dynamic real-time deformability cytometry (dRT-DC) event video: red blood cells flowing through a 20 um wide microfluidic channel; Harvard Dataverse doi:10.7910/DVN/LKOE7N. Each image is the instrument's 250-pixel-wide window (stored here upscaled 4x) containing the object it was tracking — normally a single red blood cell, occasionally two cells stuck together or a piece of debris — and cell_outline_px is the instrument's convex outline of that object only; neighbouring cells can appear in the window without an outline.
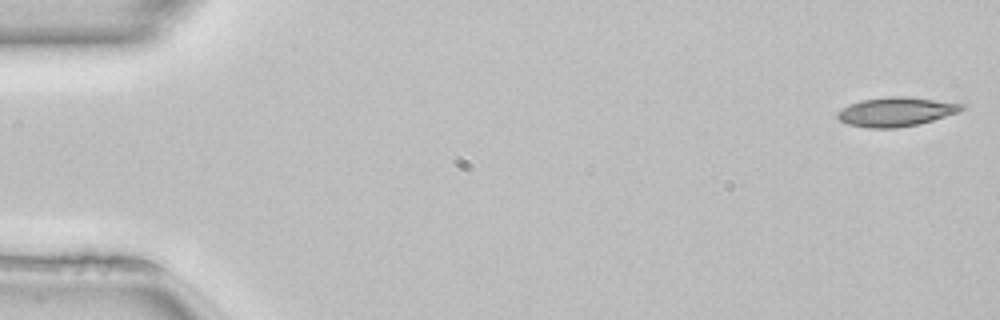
{"species": "common noctule bat (a hibernating species)", "species_latin": "Nyctalus noctula", "temperature_condition": "room temperature", "stored_images_in_passage": 15, "camera_frame_rate_fps": 3000, "um_per_image_px": 0.085, "animal": {"sex": "female", "body_mass_g": 22.7, "forearm_length_mm": 54.2}, "frame": {"image": 1, "passage_image": 1, "time_ms": 0.0, "image_size_px": [1000, 320], "cell_outline_px": [[964, 108], [960, 112], [920, 124], [896, 128], [868, 128], [848, 124], [840, 120], [836, 116], [836, 112], [848, 104], [860, 100], [888, 96], [904, 96], [964, 104]], "centroid_in_image_um": [76.13, 9.5], "position_along_channel_um": 8.9, "area_um2": 21.21}}
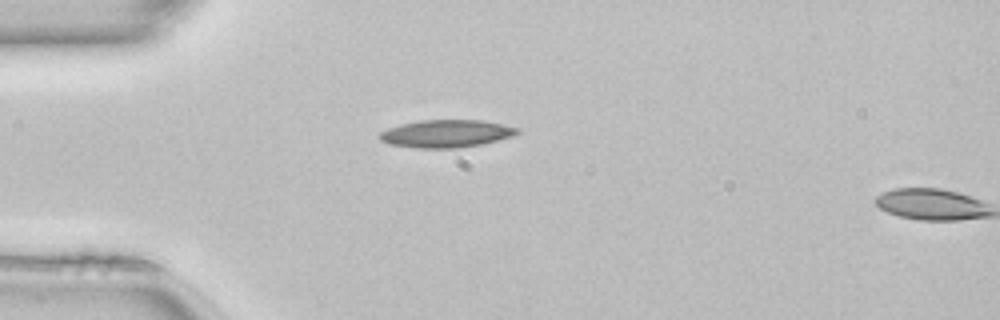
{"frame": {"image": 2, "passage_image": 13, "time_ms": 4.0, "image_size_px": [1000, 320], "cell_outline_px": [[520, 132], [512, 136], [484, 144], [460, 148], [416, 148], [388, 144], [380, 140], [380, 132], [388, 128], [400, 124], [420, 120], [480, 120], [520, 128]], "centroid_in_image_um": [37.93, 11.36], "position_along_channel_um": 47.1, "area_um2": 22.25}}